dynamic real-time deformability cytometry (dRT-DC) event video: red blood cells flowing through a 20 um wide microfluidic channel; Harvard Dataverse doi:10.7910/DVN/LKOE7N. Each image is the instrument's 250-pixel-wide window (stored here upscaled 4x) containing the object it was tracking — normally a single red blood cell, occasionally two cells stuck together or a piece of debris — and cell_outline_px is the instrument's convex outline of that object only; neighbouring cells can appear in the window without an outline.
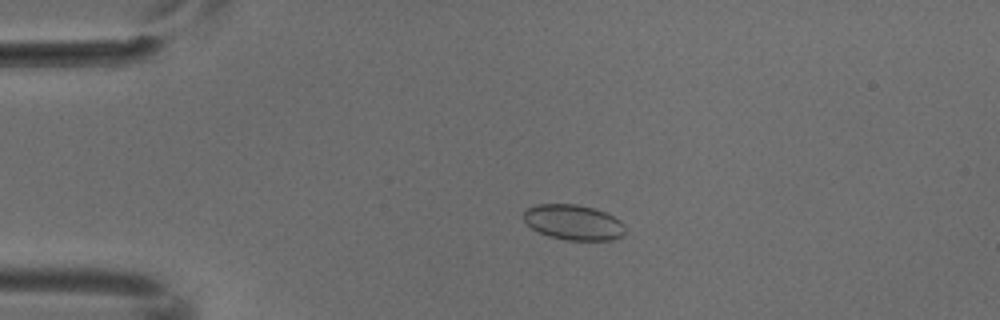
{"species": "common noctule bat (a hibernating species)", "species_latin": "Nyctalus noctula", "temperature_condition": "cold", "stored_images_in_passage": 5, "camera_frame_rate_fps": 3000, "um_per_image_px": 0.085, "animal": {"sex": "male", "body_mass_g": 18.8}, "frame": {"image": 1, "passage_image": 3, "time_ms": 0.667, "image_size_px": [1000, 320], "cell_outline_px": [[624, 236], [612, 240], [564, 240], [548, 236], [532, 228], [524, 220], [524, 212], [528, 208], [536, 204], [576, 204], [592, 208], [604, 212], [620, 220], [624, 224]], "centroid_in_image_um": [48.75, 18.91], "position_along_channel_um": 36.2, "area_um2": 20.81}}